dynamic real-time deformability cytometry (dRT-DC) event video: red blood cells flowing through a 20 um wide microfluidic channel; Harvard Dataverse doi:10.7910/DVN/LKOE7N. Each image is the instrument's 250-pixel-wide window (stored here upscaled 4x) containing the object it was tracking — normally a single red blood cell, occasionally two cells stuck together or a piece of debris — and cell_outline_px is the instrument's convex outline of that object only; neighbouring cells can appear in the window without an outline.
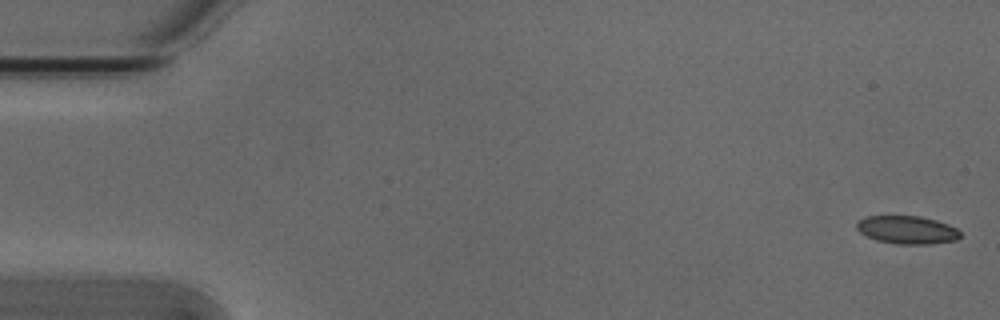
{"species": "Egyptian fruit bat (a non-hibernating species)", "species_latin": "Rousettus aegyptiacus", "temperature_condition": "cold", "stored_images_in_passage": 5, "camera_frame_rate_fps": 3000, "um_per_image_px": 0.085, "animal": {"sex": "male"}, "frame": {"image": 1, "passage_image": 1, "time_ms": 0.0, "image_size_px": [1000, 320], "cell_outline_px": [[960, 236], [956, 240], [928, 244], [896, 244], [876, 240], [860, 232], [856, 228], [856, 224], [864, 216], [920, 216], [936, 220], [948, 224], [956, 228], [960, 232]], "centroid_in_image_um": [77.1, 19.53], "position_along_channel_um": 7.9, "area_um2": 16.88}}